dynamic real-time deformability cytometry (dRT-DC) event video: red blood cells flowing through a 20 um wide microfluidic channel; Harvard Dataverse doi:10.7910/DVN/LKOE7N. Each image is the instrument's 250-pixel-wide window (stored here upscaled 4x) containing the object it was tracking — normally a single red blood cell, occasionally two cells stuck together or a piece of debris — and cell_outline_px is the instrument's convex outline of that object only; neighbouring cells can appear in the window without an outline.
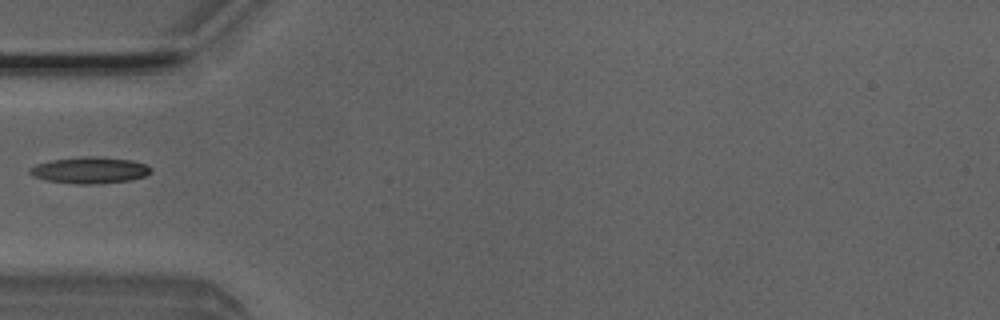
{"species": "Egyptian fruit bat (a non-hibernating species)", "species_latin": "Rousettus aegyptiacus", "temperature_condition": "room temperature", "stored_images_in_passage": 5, "camera_frame_rate_fps": 3000, "um_per_image_px": 0.085, "animal": {"sex": "male"}, "frame": {"image": 1, "passage_image": 4, "time_ms": 1.0, "image_size_px": [1000, 320], "cell_outline_px": [[152, 172], [144, 176], [128, 180], [100, 184], [76, 184], [44, 180], [32, 176], [28, 172], [28, 168], [36, 164], [52, 160], [80, 156], [100, 156], [132, 160], [148, 164], [152, 168]], "centroid_in_image_um": [7.62, 14.46], "position_along_channel_um": 77.4, "area_um2": 19.02}}